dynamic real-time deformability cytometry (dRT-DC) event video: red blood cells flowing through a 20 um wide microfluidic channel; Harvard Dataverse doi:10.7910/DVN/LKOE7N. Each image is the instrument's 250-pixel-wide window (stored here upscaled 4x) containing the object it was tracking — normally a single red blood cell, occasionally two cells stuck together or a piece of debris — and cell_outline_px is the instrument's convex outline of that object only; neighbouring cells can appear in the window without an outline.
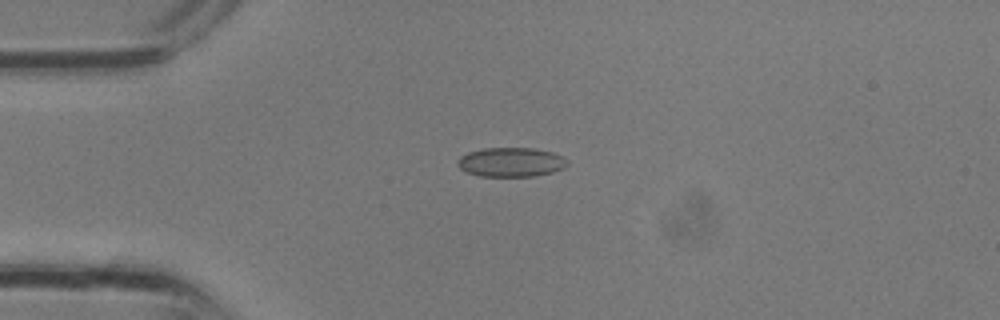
{"species": "common noctule bat (a hibernating species)", "species_latin": "Nyctalus noctula", "temperature_condition": "room temperature", "stored_images_in_passage": 3, "camera_frame_rate_fps": 3000, "um_per_image_px": 0.085, "animal": {"sex": "male", "body_mass_g": 13.3}, "frame": {"image": 1, "passage_image": 3, "time_ms": 0.667, "image_size_px": [1000, 320], "cell_outline_px": [[568, 164], [564, 168], [552, 172], [536, 176], [480, 176], [468, 172], [460, 168], [456, 164], [456, 160], [460, 156], [468, 152], [484, 148], [536, 148], [552, 152], [564, 156], [568, 160]], "centroid_in_image_um": [43.45, 13.77], "position_along_channel_um": 41.5, "area_um2": 18.9}}